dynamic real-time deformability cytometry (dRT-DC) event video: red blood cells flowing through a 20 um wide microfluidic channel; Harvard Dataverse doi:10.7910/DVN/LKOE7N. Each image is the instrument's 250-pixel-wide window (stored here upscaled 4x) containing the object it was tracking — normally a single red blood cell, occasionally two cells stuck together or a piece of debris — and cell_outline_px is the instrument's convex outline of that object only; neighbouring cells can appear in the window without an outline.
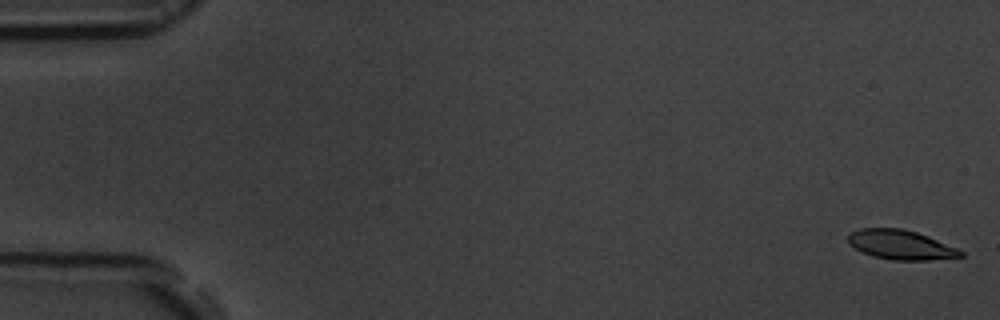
{"species": "common noctule bat (a hibernating species)", "species_latin": "Nyctalus noctula", "temperature_condition": "room temperature", "stored_images_in_passage": 53, "camera_frame_rate_fps": 3000, "um_per_image_px": 0.085, "animal": {"sex": "male", "body_mass_g": 19.5, "forearm_length_mm": 54.6}, "frame": {"image": 1, "passage_image": 1, "time_ms": 0.0, "image_size_px": [1000, 320], "cell_outline_px": [[964, 256], [928, 260], [892, 260], [872, 256], [848, 244], [848, 236], [852, 232], [860, 228], [900, 228], [916, 232], [928, 236], [956, 248], [964, 252]], "centroid_in_image_um": [76.55, 20.81], "position_along_channel_um": 8.4, "area_um2": 19.13}}
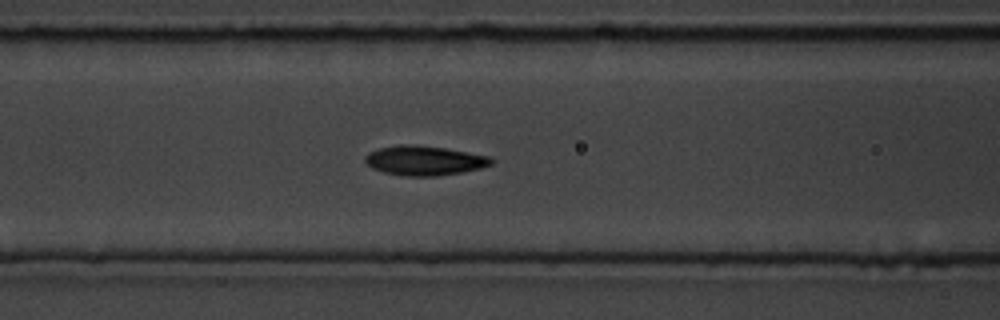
{"frame": {"image": 2, "passage_image": 22, "time_ms": 7.0, "image_size_px": [1000, 320], "cell_outline_px": [[496, 160], [492, 164], [480, 168], [460, 172], [436, 176], [404, 176], [384, 172], [372, 168], [364, 160], [364, 156], [368, 152], [380, 148], [400, 144], [412, 144], [444, 148], [488, 156]], "centroid_in_image_um": [36.05, 13.64], "position_along_channel_um": 130.6, "area_um2": 21.62}}
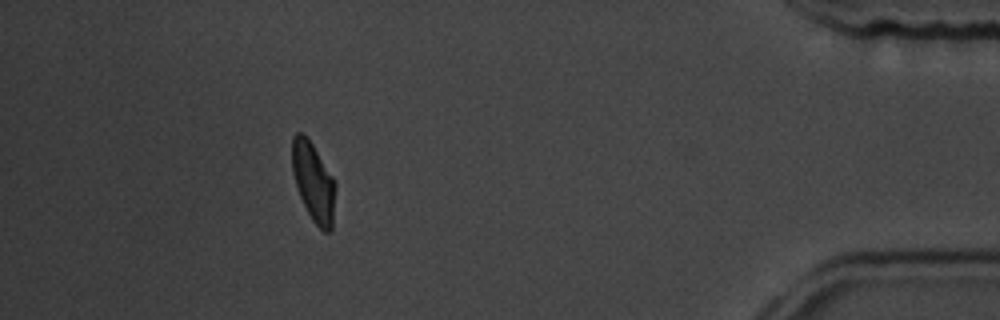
{"frame": {"image": 3, "passage_image": 48, "time_ms": 15.667, "image_size_px": [1000, 320], "cell_outline_px": [[336, 188], [332, 228], [328, 232], [324, 232], [312, 220], [300, 196], [292, 172], [292, 136], [296, 132], [300, 132], [312, 144], [332, 176], [336, 184]], "centroid_in_image_um": [26.65, 15.48], "position_along_channel_um": 408.6, "area_um2": 19.65}, "authors_computed_cell_mechanics": {"area_um2": 20.6346, "velocity_mm_per_s": 3.8394, "shape_relaxation_time_tau1_ms": 3.7683, "shape_relaxation_time_tau2_ms": 1.7686, "deformation_change_tau1": 0.1497, "deformation_change_tau2": 0.0679}}